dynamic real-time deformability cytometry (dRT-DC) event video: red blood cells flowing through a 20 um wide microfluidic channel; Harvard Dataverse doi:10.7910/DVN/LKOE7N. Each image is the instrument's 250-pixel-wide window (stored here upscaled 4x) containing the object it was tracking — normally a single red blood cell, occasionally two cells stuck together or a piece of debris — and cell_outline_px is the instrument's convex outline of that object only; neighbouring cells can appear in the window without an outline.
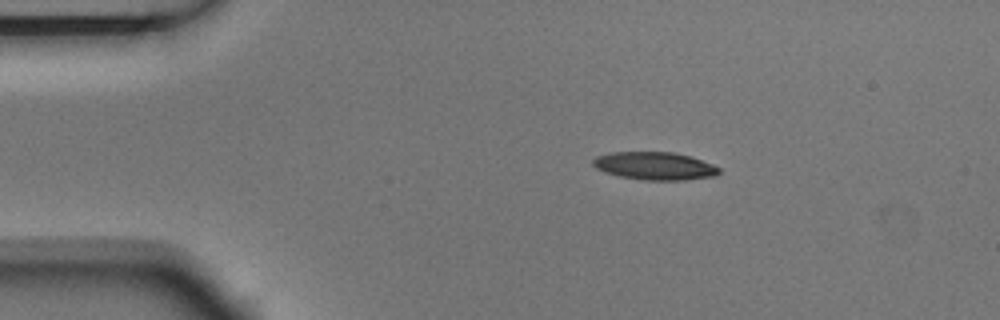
{"species": "Egyptian fruit bat (a non-hibernating species)", "species_latin": "Rousettus aegyptiacus", "temperature_condition": "room temperature", "stored_images_in_passage": 8, "camera_frame_rate_fps": 3000, "um_per_image_px": 0.085, "animal": {"sex": "male"}, "frame": {"image": 1, "passage_image": 2, "time_ms": 0.333, "image_size_px": [1000, 320], "cell_outline_px": [[720, 172], [716, 176], [684, 180], [644, 180], [620, 176], [604, 172], [596, 168], [592, 164], [592, 160], [596, 156], [608, 152], [672, 152], [688, 156], [712, 164], [720, 168]], "centroid_in_image_um": [55.62, 14.1], "position_along_channel_um": 29.4, "area_um2": 20.46}}
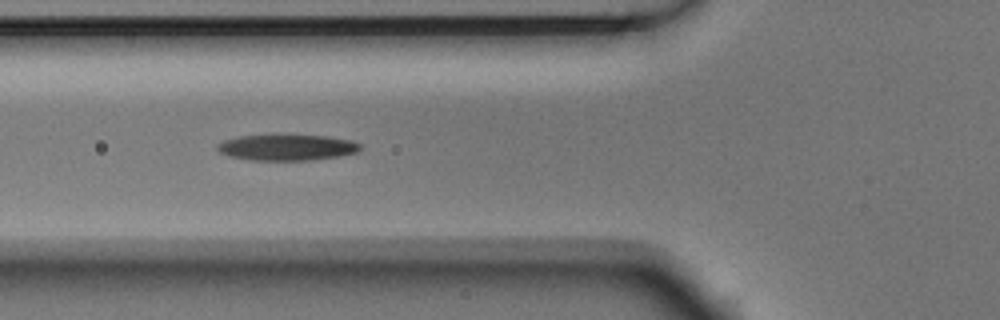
{"frame": {"image": 2, "passage_image": 5, "time_ms": 1.333, "image_size_px": [1000, 320], "cell_outline_px": [[360, 148], [356, 152], [340, 156], [312, 160], [252, 160], [228, 156], [220, 152], [216, 148], [216, 144], [224, 140], [240, 136], [276, 132], [328, 136], [352, 140], [360, 144]], "centroid_in_image_um": [24.35, 12.48], "position_along_channel_um": 101.4, "area_um2": 22.6}}
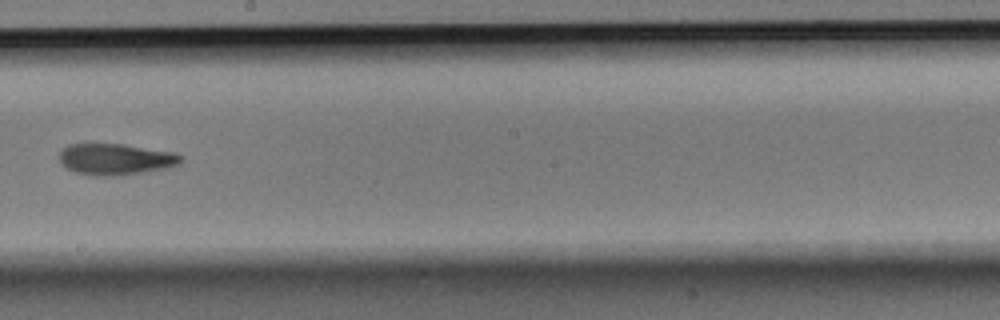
{"frame": {"image": 3, "passage_image": 8, "time_ms": 2.333, "image_size_px": [1000, 320], "cell_outline_px": [[184, 160], [180, 164], [168, 168], [120, 176], [88, 176], [76, 172], [68, 168], [60, 160], [60, 152], [68, 144], [120, 144], [176, 152], [184, 156]], "centroid_in_image_um": [9.9, 13.55], "position_along_channel_um": 238.3, "area_um2": 22.37}}